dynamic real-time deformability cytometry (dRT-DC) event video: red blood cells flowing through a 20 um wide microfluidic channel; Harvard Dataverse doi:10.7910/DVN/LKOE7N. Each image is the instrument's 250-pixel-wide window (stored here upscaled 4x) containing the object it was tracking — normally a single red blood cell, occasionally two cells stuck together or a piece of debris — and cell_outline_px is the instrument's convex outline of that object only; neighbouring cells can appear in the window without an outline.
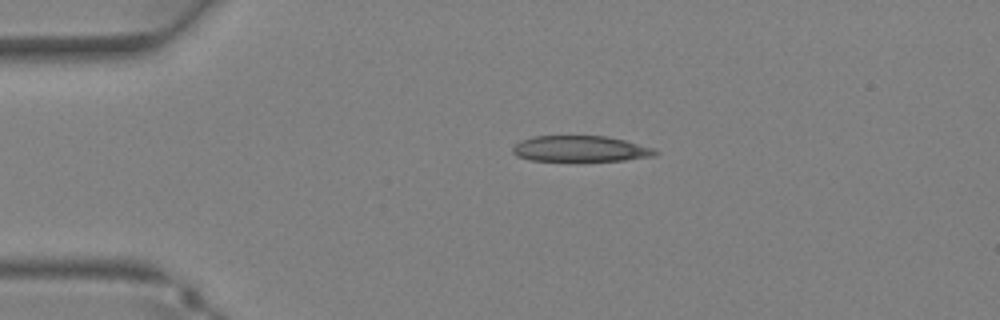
{"species": "Egyptian fruit bat (a non-hibernating species)", "species_latin": "Rousettus aegyptiacus", "temperature_condition": "warm", "stored_images_in_passage": 29, "camera_frame_rate_fps": 3000, "um_per_image_px": 0.085, "animal": {"sex": "female"}, "frame": {"image": 1, "passage_image": 1, "time_ms": 0.0, "image_size_px": [1000, 320], "cell_outline_px": [[660, 152], [656, 156], [624, 160], [528, 160], [516, 156], [512, 152], [512, 148], [520, 140], [532, 136], [604, 136], [624, 140], [652, 148]], "centroid_in_image_um": [49.31, 12.64], "position_along_channel_um": 35.7, "area_um2": 21.33}}
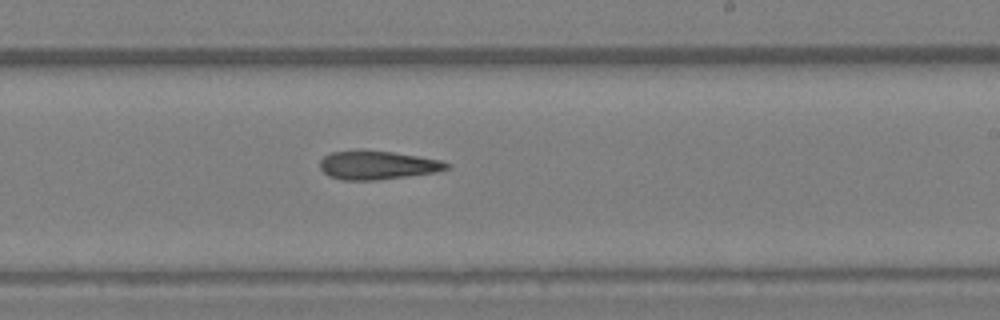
{"frame": {"image": 2, "passage_image": 15, "time_ms": 4.667, "image_size_px": [1000, 320], "cell_outline_px": [[452, 168], [436, 172], [376, 180], [340, 180], [328, 176], [320, 168], [320, 160], [324, 156], [332, 152], [392, 152], [444, 160], [452, 164]], "centroid_in_image_um": [32.15, 14.06], "position_along_channel_um": 256.8, "area_um2": 20.81}}
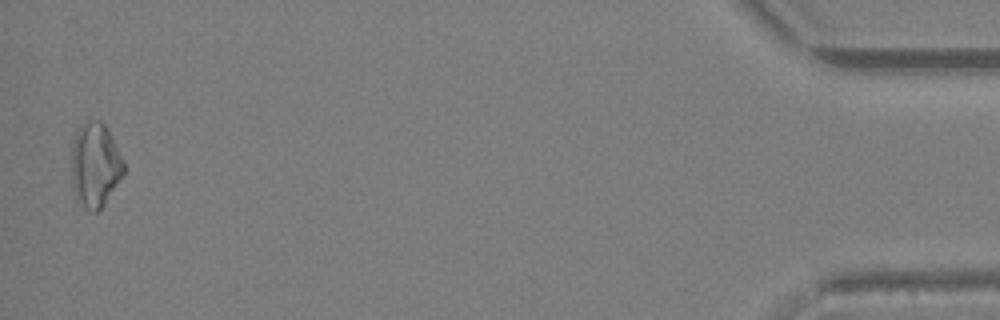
{"frame": {"image": 3, "passage_image": 29, "time_ms": 9.333, "image_size_px": [1000, 320], "cell_outline_px": [[124, 172], [104, 204], [96, 212], [92, 212], [84, 208], [76, 200], [72, 184], [72, 144], [76, 132], [84, 124], [96, 120], [100, 120], [104, 124], [124, 160]], "centroid_in_image_um": [8.07, 14.06], "position_along_channel_um": 427.1, "area_um2": 25.32}}